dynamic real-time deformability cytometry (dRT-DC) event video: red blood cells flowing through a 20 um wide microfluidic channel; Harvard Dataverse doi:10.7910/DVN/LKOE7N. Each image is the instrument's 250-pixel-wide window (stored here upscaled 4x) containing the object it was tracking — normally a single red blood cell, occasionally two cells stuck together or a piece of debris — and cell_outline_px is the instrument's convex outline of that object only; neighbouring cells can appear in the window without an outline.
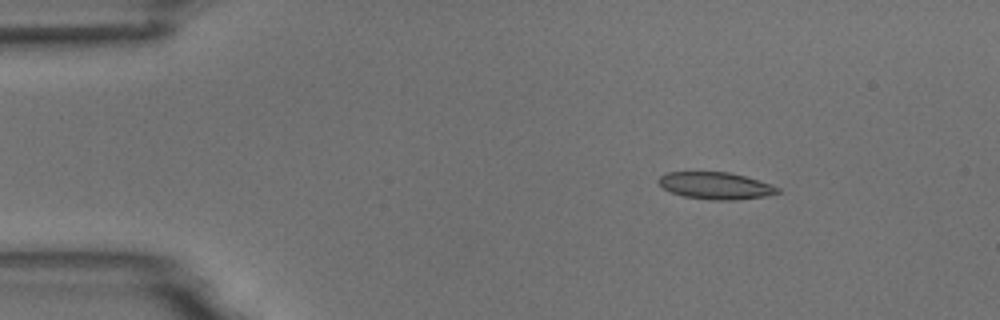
{"species": "common noctule bat (a hibernating species)", "species_latin": "Nyctalus noctula", "temperature_condition": "room temperature", "stored_images_in_passage": 3, "camera_frame_rate_fps": 3000, "um_per_image_px": 0.085, "animal": {"sex": "male", "body_mass_g": 18.8}, "frame": {"image": 1, "passage_image": 1, "time_ms": 0.0, "image_size_px": [1000, 320], "cell_outline_px": [[780, 192], [764, 196], [732, 200], [712, 200], [684, 196], [672, 192], [664, 188], [656, 180], [660, 176], [668, 172], [728, 172], [744, 176], [772, 184], [780, 188]], "centroid_in_image_um": [60.83, 15.78], "position_along_channel_um": 24.2, "area_um2": 18.55}}